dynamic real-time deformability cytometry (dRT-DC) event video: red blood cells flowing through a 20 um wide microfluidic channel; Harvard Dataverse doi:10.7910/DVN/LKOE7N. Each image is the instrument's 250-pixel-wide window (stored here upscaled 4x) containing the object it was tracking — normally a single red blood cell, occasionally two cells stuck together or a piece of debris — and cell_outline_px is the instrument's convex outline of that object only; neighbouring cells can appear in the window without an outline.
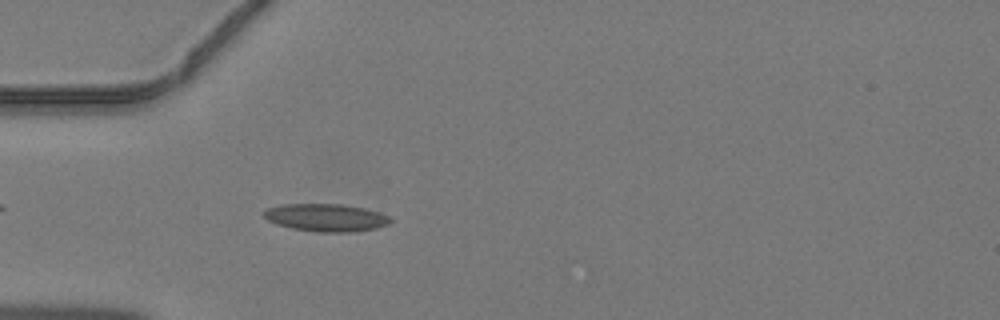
{"species": "common noctule bat (a hibernating species)", "species_latin": "Nyctalus noctula", "temperature_condition": "warm", "stored_images_in_passage": 33, "camera_frame_rate_fps": 3000, "um_per_image_px": 0.085, "animal": {"sex": "male", "body_mass_g": 19.2, "forearm_length_mm": 51.8}, "frame": {"image": 1, "passage_image": 2, "time_ms": 0.333, "image_size_px": [1000, 320], "cell_outline_px": [[392, 220], [388, 224], [376, 228], [348, 232], [320, 232], [292, 228], [276, 224], [268, 220], [264, 216], [264, 212], [268, 208], [284, 204], [340, 204], [364, 208], [380, 212], [388, 216]], "centroid_in_image_um": [27.72, 18.49], "position_along_channel_um": 57.3, "area_um2": 20.17}}
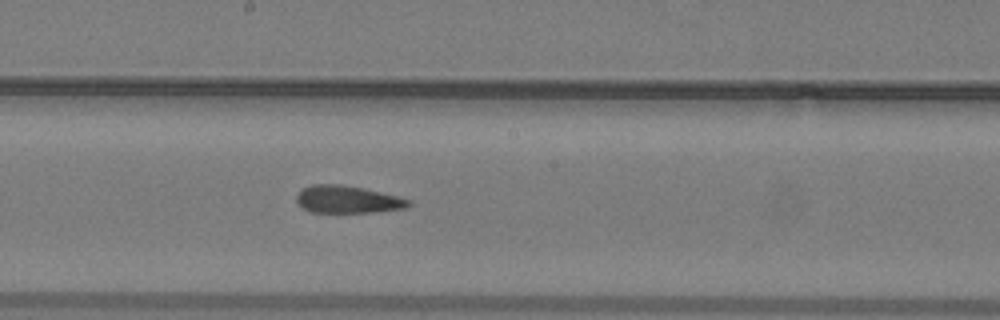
{"frame": {"image": 2, "passage_image": 13, "time_ms": 4.0, "image_size_px": [1000, 320], "cell_outline_px": [[412, 204], [408, 208], [372, 212], [312, 212], [304, 208], [296, 200], [296, 196], [304, 188], [312, 184], [344, 184], [380, 192], [396, 196], [408, 200]], "centroid_in_image_um": [29.55, 16.95], "position_along_channel_um": 218.6, "area_um2": 17.69}}
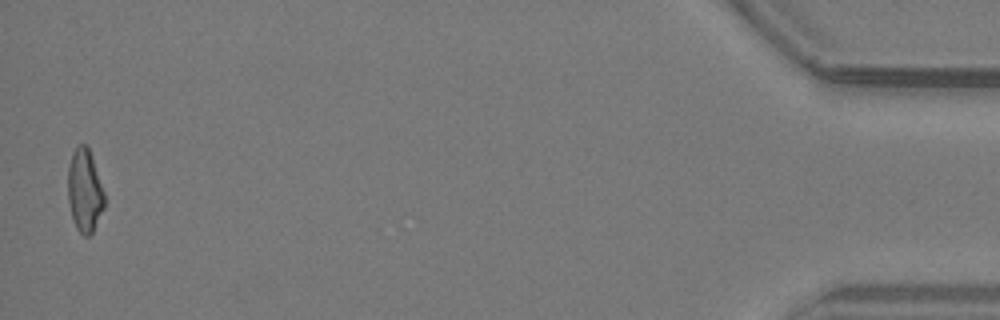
{"frame": {"image": 3, "passage_image": 33, "time_ms": 10.667, "image_size_px": [1000, 320], "cell_outline_px": [[104, 208], [92, 232], [88, 236], [84, 236], [76, 228], [72, 216], [68, 200], [68, 168], [72, 152], [80, 144], [84, 144], [88, 148], [92, 156], [104, 192]], "centroid_in_image_um": [7.19, 16.2], "position_along_channel_um": 428.0, "area_um2": 17.46}}